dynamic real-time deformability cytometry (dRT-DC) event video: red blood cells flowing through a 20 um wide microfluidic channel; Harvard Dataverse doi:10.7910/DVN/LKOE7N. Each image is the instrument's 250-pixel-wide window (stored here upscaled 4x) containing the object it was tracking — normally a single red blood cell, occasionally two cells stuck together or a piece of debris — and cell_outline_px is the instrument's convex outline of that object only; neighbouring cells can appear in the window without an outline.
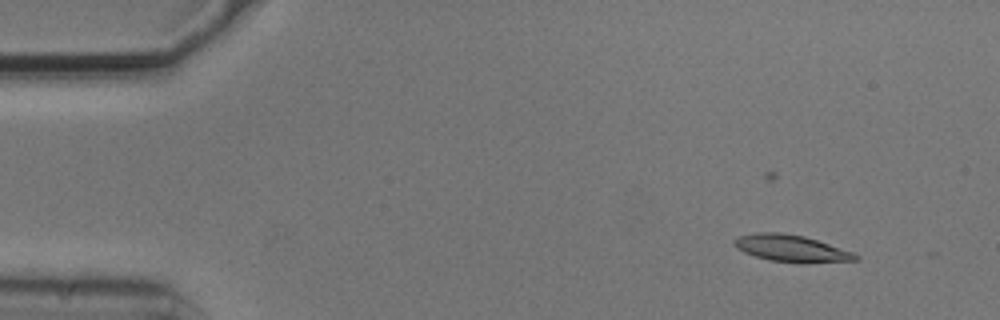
{"species": "common noctule bat (a hibernating species)", "species_latin": "Nyctalus noctula", "temperature_condition": "cold", "stored_images_in_passage": 5, "camera_frame_rate_fps": 3000, "um_per_image_px": 0.085, "animal": {"sex": "male", "body_mass_g": 20.5, "forearm_length_mm": 52.5}, "frame": {"image": 1, "passage_image": 2, "time_ms": 0.333, "image_size_px": [1000, 320], "cell_outline_px": [[860, 260], [768, 260], [744, 252], [736, 248], [732, 244], [732, 240], [740, 236], [756, 232], [780, 232], [804, 236], [852, 252], [860, 256]], "centroid_in_image_um": [67.13, 21.05], "position_along_channel_um": 17.9, "area_um2": 17.86}}
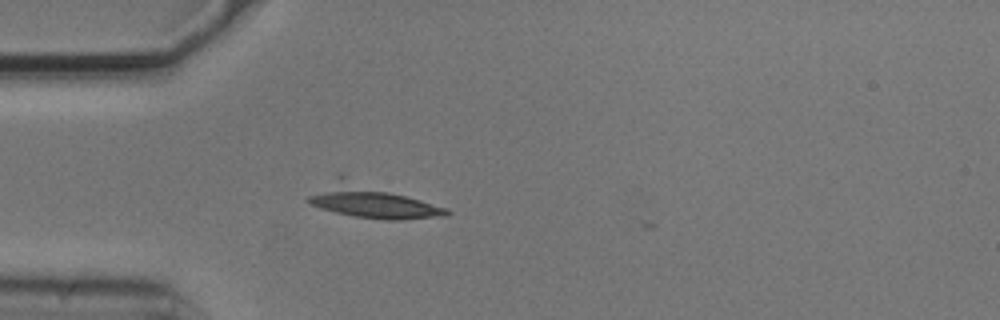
{"frame": {"image": 2, "passage_image": 5, "time_ms": 1.333, "image_size_px": [1000, 320], "cell_outline_px": [[452, 212], [444, 216], [404, 220], [388, 220], [356, 216], [336, 212], [320, 208], [304, 200], [308, 196], [336, 172], [340, 172], [448, 208]], "centroid_in_image_um": [31.53, 17.03], "position_along_channel_um": 53.5, "area_um2": 27.74}}